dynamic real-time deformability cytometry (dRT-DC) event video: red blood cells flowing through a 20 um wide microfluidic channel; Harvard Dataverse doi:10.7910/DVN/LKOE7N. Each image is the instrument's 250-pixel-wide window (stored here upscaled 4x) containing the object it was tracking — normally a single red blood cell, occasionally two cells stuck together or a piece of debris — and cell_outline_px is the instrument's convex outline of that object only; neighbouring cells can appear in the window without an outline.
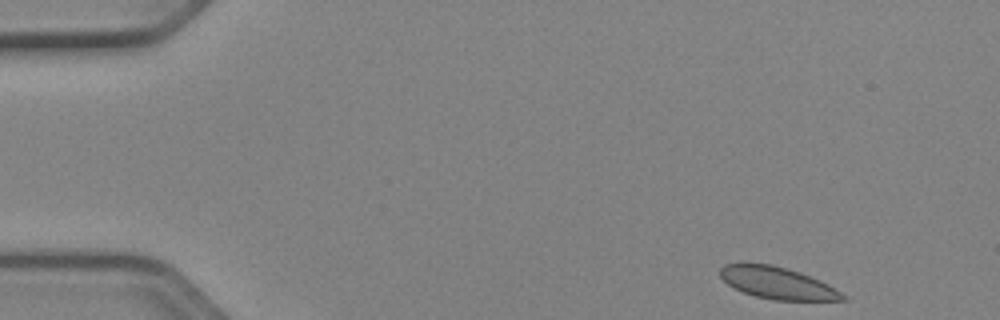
{"species": "Egyptian fruit bat (a non-hibernating species)", "species_latin": "Rousettus aegyptiacus", "temperature_condition": "cold", "stored_images_in_passage": 48, "camera_frame_rate_fps": 3000, "um_per_image_px": 0.085, "animal": {"sex": "female"}, "frame": {"image": 1, "passage_image": 1, "time_ms": 0.0, "image_size_px": [1000, 320], "cell_outline_px": [[848, 300], [776, 300], [756, 296], [744, 292], [728, 284], [720, 276], [720, 268], [724, 264], [740, 260], [744, 260], [772, 264], [788, 268], [800, 272], [820, 280], [828, 284], [840, 292]], "centroid_in_image_um": [66.0, 23.99], "position_along_channel_um": 19.0, "area_um2": 23.18}}
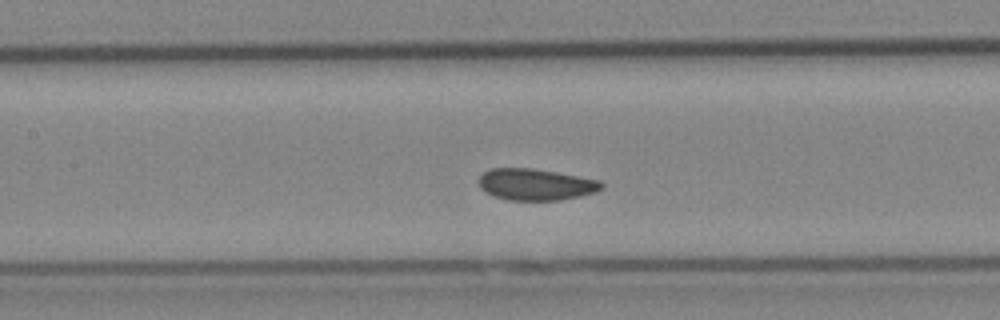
{"frame": {"image": 2, "passage_image": 20, "time_ms": 6.333, "image_size_px": [1000, 320], "cell_outline_px": [[604, 188], [596, 192], [560, 200], [508, 200], [496, 196], [480, 188], [476, 180], [484, 172], [492, 168], [532, 168], [556, 172], [600, 180], [604, 184]], "centroid_in_image_um": [45.54, 15.67], "position_along_channel_um": 161.9, "area_um2": 22.54}}
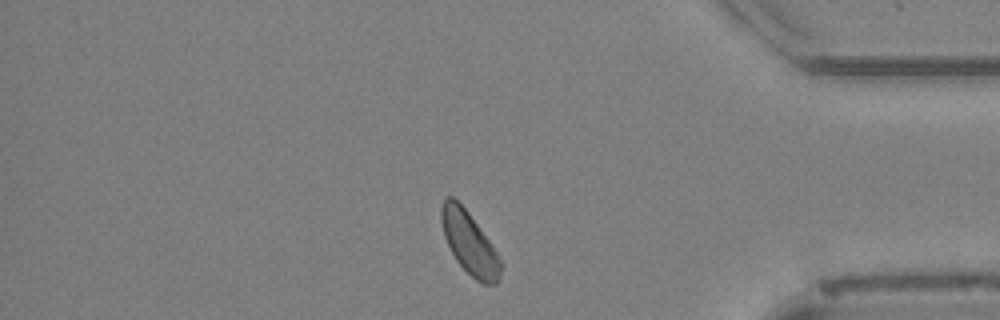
{"frame": {"image": 3, "passage_image": 40, "time_ms": 13.0, "image_size_px": [1000, 320], "cell_outline_px": [[500, 276], [496, 284], [484, 284], [476, 280], [456, 260], [444, 236], [440, 220], [440, 208], [444, 200], [448, 196], [452, 196], [468, 212], [492, 244], [500, 260]], "centroid_in_image_um": [39.88, 20.64], "position_along_channel_um": 395.3, "area_um2": 21.15}, "authors_computed_cell_mechanics": {"area_um2": 22.542, "velocity_mm_per_s": 3.8978, "shape_relaxation_time_tau1_ms": 2.171, "shape_relaxation_time_tau2_ms": null, "deformation_change_tau1": 0.0567, "deformation_change_tau2": null}}